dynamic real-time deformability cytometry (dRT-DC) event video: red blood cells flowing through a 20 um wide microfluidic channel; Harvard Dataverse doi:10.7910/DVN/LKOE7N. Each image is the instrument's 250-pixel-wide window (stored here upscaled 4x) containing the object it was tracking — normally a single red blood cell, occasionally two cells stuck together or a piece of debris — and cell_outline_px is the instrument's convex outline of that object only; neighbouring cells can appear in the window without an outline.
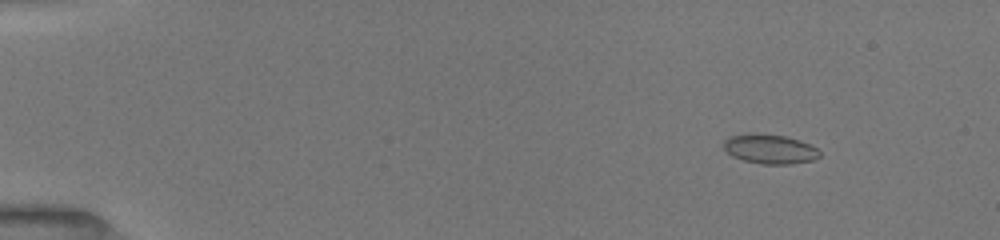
{"species": "common noctule bat (a hibernating species)", "species_latin": "Nyctalus noctula", "temperature_condition": "room temperature", "stored_images_in_passage": 70, "camera_frame_rate_fps": 3000, "um_per_image_px": 0.085, "animal": {"sex": "female", "body_mass_g": 19.5, "forearm_length_mm": 54.1}, "frame": {"image": 1, "passage_image": 10, "time_ms": 2.0, "image_size_px": [1000, 240], "cell_outline_px": [[820, 156], [812, 160], [788, 164], [760, 164], [744, 160], [732, 156], [724, 148], [724, 140], [732, 136], [752, 132], [784, 136], [800, 140], [816, 148], [820, 152]], "centroid_in_image_um": [65.42, 12.66], "position_along_channel_um": 19.6, "area_um2": 16.36}}
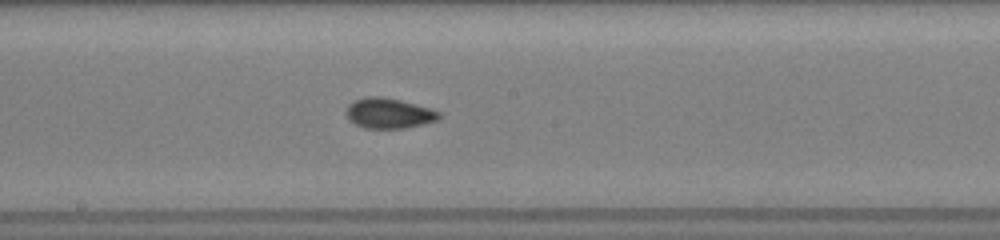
{"frame": {"image": 2, "passage_image": 41, "time_ms": 9.667, "image_size_px": [1000, 240], "cell_outline_px": [[440, 116], [436, 120], [424, 124], [404, 128], [364, 128], [348, 120], [344, 112], [348, 104], [352, 100], [364, 96], [384, 96], [416, 104], [440, 112]], "centroid_in_image_um": [32.98, 9.61], "position_along_channel_um": 215.2, "area_um2": 16.59}}
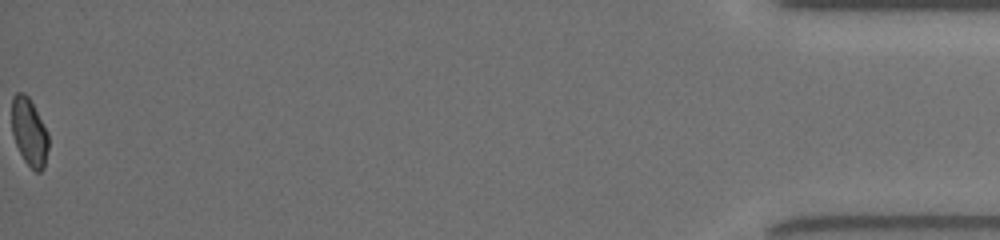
{"frame": {"image": 3, "passage_image": 70, "time_ms": 17.333, "image_size_px": [1000, 240], "cell_outline_px": [[48, 148], [44, 168], [40, 172], [36, 172], [24, 160], [16, 144], [12, 132], [12, 96], [16, 92], [24, 92], [28, 96], [48, 132]], "centroid_in_image_um": [2.48, 11.21], "position_along_channel_um": 432.7, "area_um2": 14.39}, "authors_computed_cell_mechanics": {"area_um2": 15.8372, "velocity_mm_per_s": 4.0246, "shape_relaxation_time_tau1_ms": 7.7749, "shape_relaxation_time_tau2_ms": 1.1515, "deformation_change_tau1": 0.1122, "deformation_change_tau2": 0.0532}}